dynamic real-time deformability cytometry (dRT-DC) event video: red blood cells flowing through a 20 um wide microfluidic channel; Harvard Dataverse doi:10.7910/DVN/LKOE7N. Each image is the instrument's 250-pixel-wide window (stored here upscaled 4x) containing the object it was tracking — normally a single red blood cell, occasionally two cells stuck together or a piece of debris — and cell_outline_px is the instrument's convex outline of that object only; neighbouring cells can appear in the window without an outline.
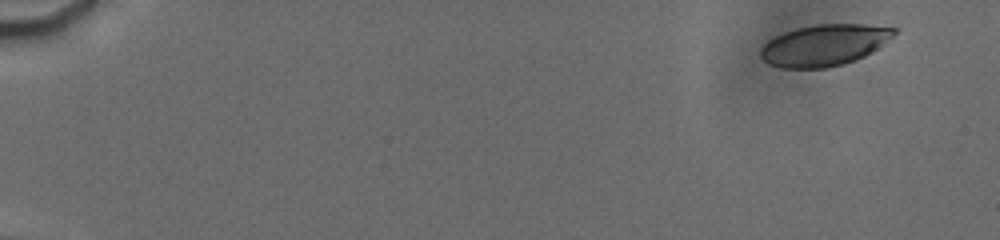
{"species": "human", "species_latin": "Homo sapiens", "temperature_condition": "cold", "stored_images_in_passage": 58, "camera_frame_rate_fps": 3000, "um_per_image_px": 0.085, "donor": {"sex": "male"}, "frame": {"image": 1, "passage_image": 2, "time_ms": 1.0, "image_size_px": [1000, 240], "cell_outline_px": [[900, 28], [892, 36], [872, 52], [864, 56], [844, 64], [824, 68], [784, 68], [768, 64], [760, 56], [760, 48], [768, 40], [784, 32], [800, 28], [820, 24], [864, 24]], "centroid_in_image_um": [70.06, 3.84], "position_along_channel_um": 14.9, "area_um2": 31.96}}
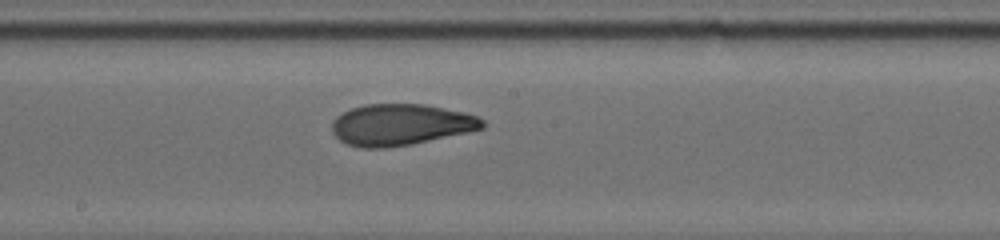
{"frame": {"image": 2, "passage_image": 32, "time_ms": 10.667, "image_size_px": [1000, 240], "cell_outline_px": [[484, 128], [468, 132], [412, 144], [384, 148], [364, 148], [348, 144], [340, 140], [332, 132], [332, 120], [336, 116], [352, 108], [364, 104], [424, 104], [464, 112], [480, 116], [484, 120]], "centroid_in_image_um": [34.07, 10.59], "position_along_channel_um": 214.1, "area_um2": 36.3}}
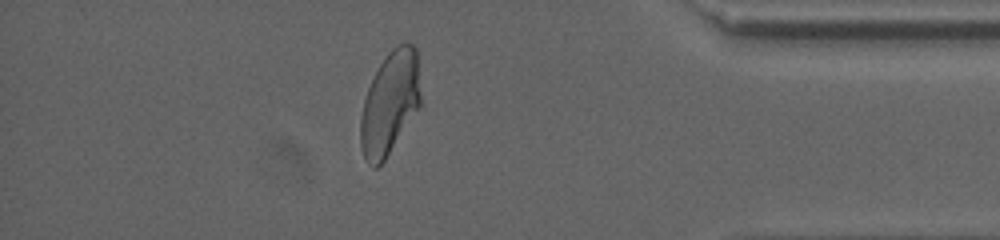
{"frame": {"image": 3, "passage_image": 51, "time_ms": 16.333, "image_size_px": [1000, 240], "cell_outline_px": [[420, 108], [384, 160], [376, 168], [372, 168], [368, 164], [364, 156], [360, 144], [360, 116], [364, 100], [368, 88], [380, 64], [388, 52], [392, 48], [404, 40], [412, 44], [416, 48], [420, 96]], "centroid_in_image_um": [33.13, 8.76], "position_along_channel_um": 402.1, "area_um2": 36.07}, "authors_computed_cell_mechanics": {"area_um2": 35.7782, "velocity_mm_per_s": 3.786, "shape_relaxation_time_tau1_ms": 4.9767, "shape_relaxation_time_tau2_ms": 1.617, "deformation_change_tau1": 0.165, "deformation_change_tau2": 0.0743}}